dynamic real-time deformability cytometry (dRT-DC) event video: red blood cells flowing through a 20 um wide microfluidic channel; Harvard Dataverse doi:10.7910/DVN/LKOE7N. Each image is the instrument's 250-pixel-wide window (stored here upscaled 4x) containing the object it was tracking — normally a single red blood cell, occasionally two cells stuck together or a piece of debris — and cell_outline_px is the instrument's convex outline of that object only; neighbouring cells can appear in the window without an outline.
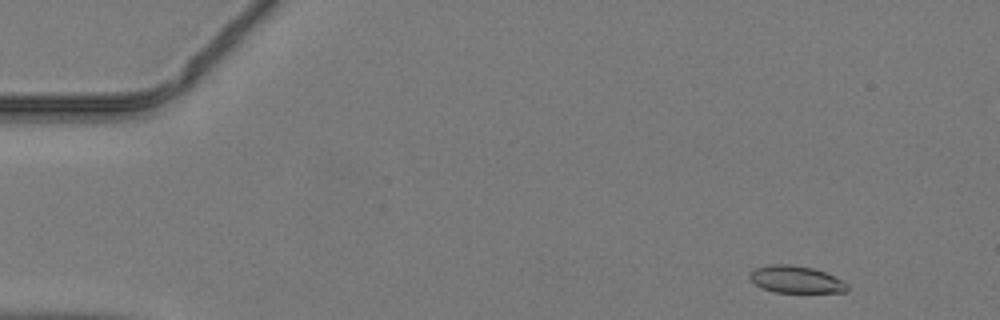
{"species": "common noctule bat (a hibernating species)", "species_latin": "Nyctalus noctula", "temperature_condition": "warm", "stored_images_in_passage": 43, "camera_frame_rate_fps": 3000, "um_per_image_px": 0.085, "animal": {"sex": "male", "body_mass_g": 19.2, "forearm_length_mm": 51.8}, "frame": {"image": 1, "passage_image": 1, "time_ms": 0.0, "image_size_px": [1000, 320], "cell_outline_px": [[848, 292], [776, 292], [764, 288], [748, 280], [748, 272], [756, 268], [768, 264], [788, 264], [812, 268], [824, 272], [848, 284]], "centroid_in_image_um": [67.6, 23.75], "position_along_channel_um": 17.4, "area_um2": 15.32}}